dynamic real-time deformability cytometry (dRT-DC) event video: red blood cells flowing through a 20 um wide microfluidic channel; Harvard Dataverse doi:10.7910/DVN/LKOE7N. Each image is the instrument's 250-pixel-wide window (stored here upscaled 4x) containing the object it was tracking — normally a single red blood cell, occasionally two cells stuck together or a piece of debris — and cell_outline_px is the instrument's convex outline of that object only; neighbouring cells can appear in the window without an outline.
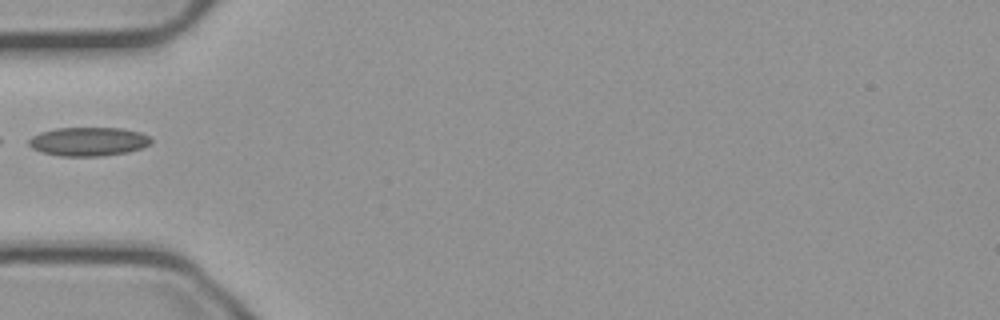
{"species": "common noctule bat (a hibernating species)", "species_latin": "Nyctalus noctula", "temperature_condition": "cold", "stored_images_in_passage": 20, "camera_frame_rate_fps": 3000, "um_per_image_px": 0.085, "animal": {"sex": "male", "body_mass_g": 23.1, "forearm_length_mm": 52.7}, "frame": {"image": 1, "passage_image": 1, "time_ms": 0.0, "image_size_px": [1000, 320], "cell_outline_px": [[152, 140], [148, 144], [140, 148], [128, 152], [100, 156], [60, 156], [44, 152], [32, 148], [28, 144], [28, 140], [32, 136], [40, 132], [56, 128], [120, 128], [140, 132], [148, 136]], "centroid_in_image_um": [7.49, 12.03], "position_along_channel_um": 77.5, "area_um2": 20.35}}